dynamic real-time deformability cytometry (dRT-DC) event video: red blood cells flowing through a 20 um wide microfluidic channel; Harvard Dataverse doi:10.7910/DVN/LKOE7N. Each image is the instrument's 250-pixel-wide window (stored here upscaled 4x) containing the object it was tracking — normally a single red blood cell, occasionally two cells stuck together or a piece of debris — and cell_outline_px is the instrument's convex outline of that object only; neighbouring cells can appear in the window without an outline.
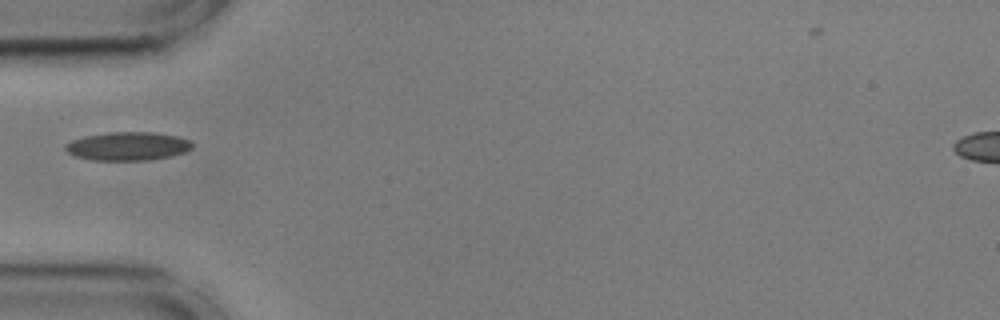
{"species": "common noctule bat (a hibernating species)", "species_latin": "Nyctalus noctula", "temperature_condition": "cold", "stored_images_in_passage": 13, "camera_frame_rate_fps": 3000, "um_per_image_px": 0.085, "animal": {"sex": "male", "body_mass_g": 17.9, "forearm_length_mm": 54.2}, "frame": {"image": 1, "passage_image": 1, "time_ms": 0.0, "image_size_px": [1000, 320], "cell_outline_px": [[192, 148], [184, 152], [172, 156], [148, 160], [92, 160], [76, 156], [68, 152], [64, 148], [64, 144], [72, 140], [84, 136], [108, 132], [152, 132], [176, 136], [192, 140]], "centroid_in_image_um": [10.86, 12.42], "position_along_channel_um": 74.1, "area_um2": 21.1}}